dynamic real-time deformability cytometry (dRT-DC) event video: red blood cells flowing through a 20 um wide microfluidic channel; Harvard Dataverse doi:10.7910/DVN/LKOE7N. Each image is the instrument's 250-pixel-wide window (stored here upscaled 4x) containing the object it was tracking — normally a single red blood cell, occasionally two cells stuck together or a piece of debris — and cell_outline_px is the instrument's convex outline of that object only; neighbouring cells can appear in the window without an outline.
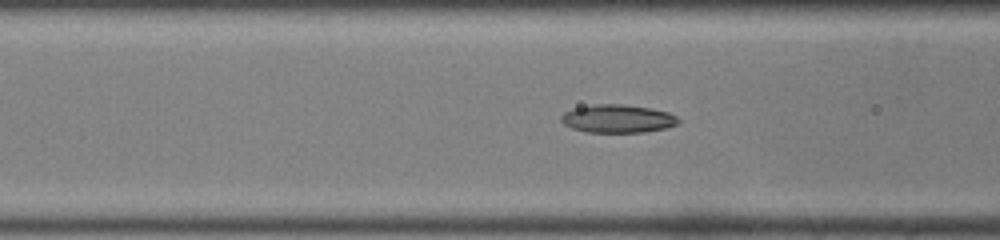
{"species": "common noctule bat (a hibernating species)", "species_latin": "Nyctalus noctula", "temperature_condition": "room temperature", "stored_images_in_passage": 39, "camera_frame_rate_fps": 3000, "um_per_image_px": 0.085, "animal": {"sex": "male", "body_mass_g": 19.0, "forearm_length_mm": 50.8}, "frame": {"image": 1, "passage_image": 8, "time_ms": 2.333, "image_size_px": [1000, 240], "cell_outline_px": [[680, 124], [664, 128], [644, 132], [588, 132], [572, 128], [564, 124], [560, 120], [560, 116], [564, 112], [576, 108], [592, 104], [620, 104], [648, 108], [668, 112], [676, 116], [680, 120]], "centroid_in_image_um": [52.5, 10.09], "position_along_channel_um": 114.1, "area_um2": 19.13}}
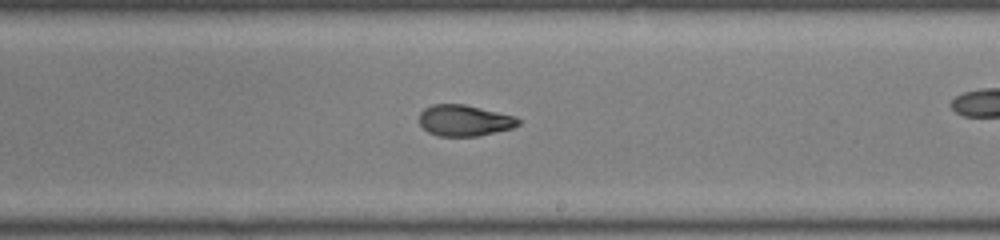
{"frame": {"image": 2, "passage_image": 18, "time_ms": 5.667, "image_size_px": [1000, 240], "cell_outline_px": [[520, 124], [512, 128], [476, 136], [440, 136], [428, 132], [420, 124], [420, 112], [424, 108], [432, 104], [464, 104], [516, 116], [520, 120]], "centroid_in_image_um": [39.47, 10.23], "position_along_channel_um": 249.5, "area_um2": 17.92}}
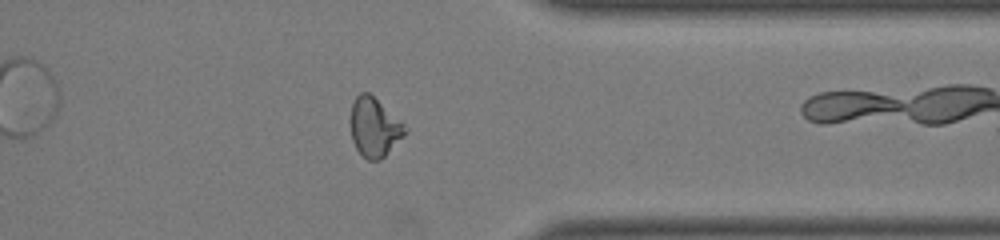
{"frame": {"image": 3, "passage_image": 28, "time_ms": 9.0, "image_size_px": [1000, 240], "cell_outline_px": [[408, 132], [380, 160], [368, 160], [356, 148], [352, 140], [352, 104], [356, 96], [360, 92], [368, 92], [400, 120], [404, 124]], "centroid_in_image_um": [31.84, 10.82], "position_along_channel_um": 379.6, "area_um2": 18.26}, "authors_computed_cell_mechanics": {"area_um2": 18.9006, "velocity_mm_per_s": 4.0769, "shape_relaxation_time_tau1_ms": null, "shape_relaxation_time_tau2_ms": 1.7879, "deformation_change_tau1": null, "deformation_change_tau2": 0.0782}}